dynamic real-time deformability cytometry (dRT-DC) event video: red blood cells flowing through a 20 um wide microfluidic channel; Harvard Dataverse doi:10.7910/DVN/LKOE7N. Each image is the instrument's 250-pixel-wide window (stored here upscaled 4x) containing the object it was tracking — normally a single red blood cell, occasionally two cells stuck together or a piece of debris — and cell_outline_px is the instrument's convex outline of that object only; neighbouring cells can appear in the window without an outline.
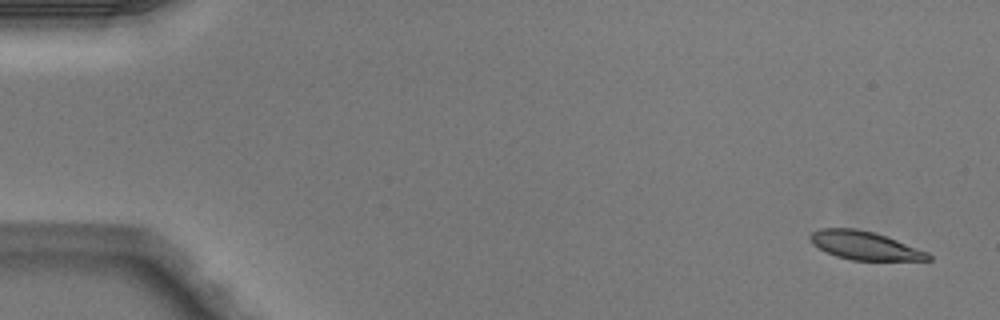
{"species": "Egyptian fruit bat (a non-hibernating species)", "species_latin": "Rousettus aegyptiacus", "temperature_condition": "warm", "stored_images_in_passage": 6, "camera_frame_rate_fps": 3000, "um_per_image_px": 0.085, "animal": {"sex": "male"}, "frame": {"image": 1, "passage_image": 1, "time_ms": 0.0, "image_size_px": [1000, 320], "cell_outline_px": [[932, 260], [852, 260], [836, 256], [812, 244], [808, 240], [808, 236], [812, 232], [820, 228], [856, 228], [876, 232], [928, 252], [932, 256]], "centroid_in_image_um": [73.49, 20.85], "position_along_channel_um": 11.5, "area_um2": 19.59}}
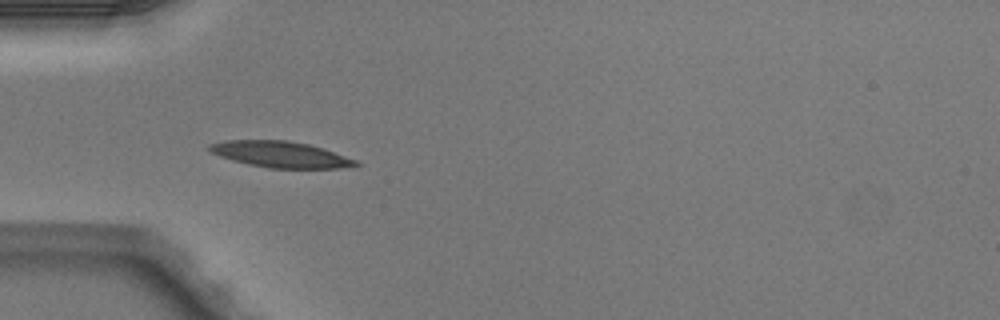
{"frame": {"image": 2, "passage_image": 5, "time_ms": 1.333, "image_size_px": [1000, 320], "cell_outline_px": [[360, 164], [340, 168], [268, 168], [248, 164], [232, 160], [220, 156], [212, 152], [208, 148], [208, 144], [228, 140], [288, 140], [308, 144], [324, 148], [356, 160]], "centroid_in_image_um": [23.83, 13.12], "position_along_channel_um": 61.2, "area_um2": 22.14}}
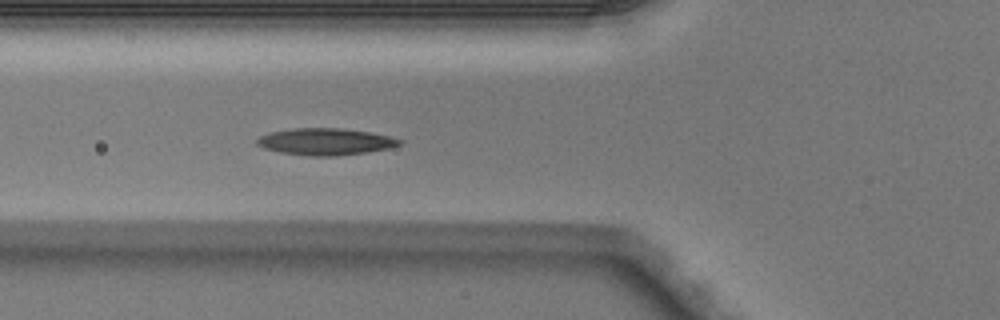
{"frame": {"image": 3, "passage_image": 6, "time_ms": 1.667, "image_size_px": [1000, 320], "cell_outline_px": [[404, 140], [400, 144], [388, 148], [364, 152], [336, 156], [308, 156], [280, 152], [264, 148], [256, 144], [256, 140], [260, 136], [272, 132], [292, 128], [340, 128], [372, 132]], "centroid_in_image_um": [27.65, 12.03], "position_along_channel_um": 98.1, "area_um2": 22.14}}